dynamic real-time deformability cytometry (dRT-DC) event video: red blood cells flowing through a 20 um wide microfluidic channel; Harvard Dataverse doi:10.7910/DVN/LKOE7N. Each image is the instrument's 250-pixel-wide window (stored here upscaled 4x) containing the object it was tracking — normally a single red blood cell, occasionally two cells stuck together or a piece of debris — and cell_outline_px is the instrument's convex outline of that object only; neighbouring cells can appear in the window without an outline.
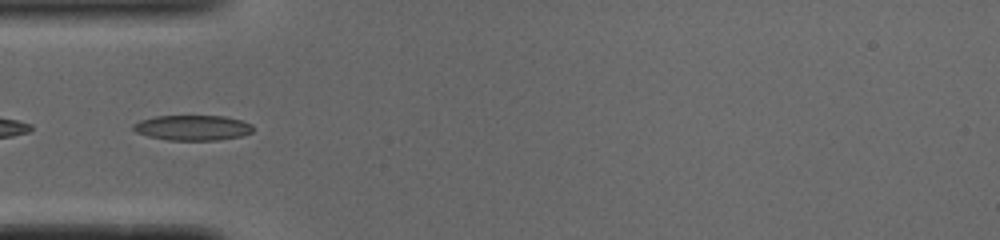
{"species": "common noctule bat (a hibernating species)", "species_latin": "Nyctalus noctula", "temperature_condition": "cold", "stored_images_in_passage": 8, "camera_frame_rate_fps": 3000, "um_per_image_px": 0.085, "animal": {"sex": "male", "body_mass_g": 19.0, "forearm_length_mm": 50.8}, "frame": {"image": 1, "passage_image": 5, "time_ms": 1.333, "image_size_px": [1000, 240], "cell_outline_px": [[252, 132], [240, 136], [216, 140], [168, 140], [148, 136], [136, 132], [132, 128], [132, 124], [140, 120], [156, 116], [224, 116], [240, 120], [252, 124]], "centroid_in_image_um": [16.34, 10.85], "position_along_channel_um": 68.7, "area_um2": 17.51}}